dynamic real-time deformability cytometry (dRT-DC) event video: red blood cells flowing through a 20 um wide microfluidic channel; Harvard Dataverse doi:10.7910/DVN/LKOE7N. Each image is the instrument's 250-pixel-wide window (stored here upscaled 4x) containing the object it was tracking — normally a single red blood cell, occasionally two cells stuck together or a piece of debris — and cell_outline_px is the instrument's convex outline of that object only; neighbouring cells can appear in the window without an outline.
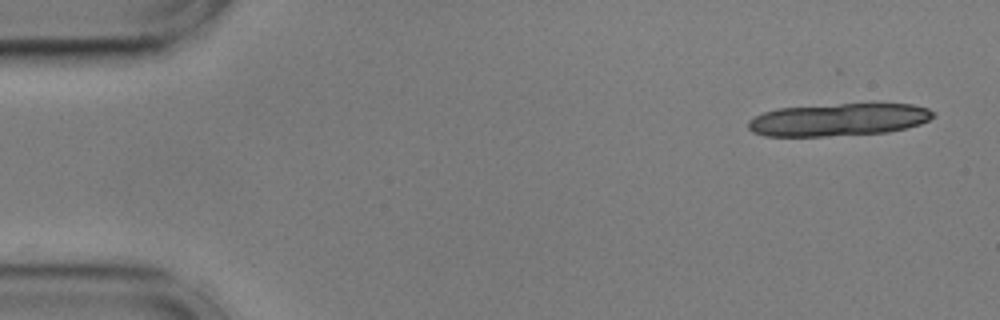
{"species": "common noctule bat (a hibernating species)", "species_latin": "Nyctalus noctula", "temperature_condition": "cold", "stored_images_in_passage": 12, "camera_frame_rate_fps": 3000, "um_per_image_px": 0.085, "animal": {"sex": "male", "body_mass_g": 17.9, "forearm_length_mm": 54.2}, "frame": {"image": 1, "passage_image": 2, "time_ms": 0.333, "image_size_px": [1000, 320], "cell_outline_px": [[936, 116], [920, 124], [888, 132], [828, 136], [764, 136], [752, 132], [748, 128], [748, 120], [764, 112], [776, 108], [840, 104], [912, 104], [928, 108], [936, 112]], "centroid_in_image_um": [71.28, 10.17], "position_along_channel_um": 13.7, "area_um2": 35.14}}